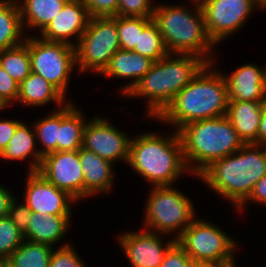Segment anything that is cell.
Listing matches in <instances>:
<instances>
[{
  "label": "cell",
  "instance_id": "20",
  "mask_svg": "<svg viewBox=\"0 0 266 267\" xmlns=\"http://www.w3.org/2000/svg\"><path fill=\"white\" fill-rule=\"evenodd\" d=\"M153 62L150 58L134 51L119 49L99 75L124 79L132 78L130 83L119 89L121 94L125 95L140 78L148 73Z\"/></svg>",
  "mask_w": 266,
  "mask_h": 267
},
{
  "label": "cell",
  "instance_id": "30",
  "mask_svg": "<svg viewBox=\"0 0 266 267\" xmlns=\"http://www.w3.org/2000/svg\"><path fill=\"white\" fill-rule=\"evenodd\" d=\"M133 51L150 58L154 62L168 54L162 35L153 20L139 32L138 47H135Z\"/></svg>",
  "mask_w": 266,
  "mask_h": 267
},
{
  "label": "cell",
  "instance_id": "2",
  "mask_svg": "<svg viewBox=\"0 0 266 267\" xmlns=\"http://www.w3.org/2000/svg\"><path fill=\"white\" fill-rule=\"evenodd\" d=\"M264 175L266 146L244 144L231 155L213 161L197 177L238 208Z\"/></svg>",
  "mask_w": 266,
  "mask_h": 267
},
{
  "label": "cell",
  "instance_id": "40",
  "mask_svg": "<svg viewBox=\"0 0 266 267\" xmlns=\"http://www.w3.org/2000/svg\"><path fill=\"white\" fill-rule=\"evenodd\" d=\"M250 200L266 205V175H264L254 184L253 190L249 197L237 209L242 210L241 208L244 207V204Z\"/></svg>",
  "mask_w": 266,
  "mask_h": 267
},
{
  "label": "cell",
  "instance_id": "3",
  "mask_svg": "<svg viewBox=\"0 0 266 267\" xmlns=\"http://www.w3.org/2000/svg\"><path fill=\"white\" fill-rule=\"evenodd\" d=\"M206 64L204 59L194 54L168 53L153 62L148 73L125 97H146L147 115L156 119Z\"/></svg>",
  "mask_w": 266,
  "mask_h": 267
},
{
  "label": "cell",
  "instance_id": "34",
  "mask_svg": "<svg viewBox=\"0 0 266 267\" xmlns=\"http://www.w3.org/2000/svg\"><path fill=\"white\" fill-rule=\"evenodd\" d=\"M60 246L57 250L53 249L49 267H86L71 244Z\"/></svg>",
  "mask_w": 266,
  "mask_h": 267
},
{
  "label": "cell",
  "instance_id": "19",
  "mask_svg": "<svg viewBox=\"0 0 266 267\" xmlns=\"http://www.w3.org/2000/svg\"><path fill=\"white\" fill-rule=\"evenodd\" d=\"M266 101H228L227 119L244 144L258 145L263 106Z\"/></svg>",
  "mask_w": 266,
  "mask_h": 267
},
{
  "label": "cell",
  "instance_id": "43",
  "mask_svg": "<svg viewBox=\"0 0 266 267\" xmlns=\"http://www.w3.org/2000/svg\"><path fill=\"white\" fill-rule=\"evenodd\" d=\"M235 260L195 262L193 267H233Z\"/></svg>",
  "mask_w": 266,
  "mask_h": 267
},
{
  "label": "cell",
  "instance_id": "37",
  "mask_svg": "<svg viewBox=\"0 0 266 267\" xmlns=\"http://www.w3.org/2000/svg\"><path fill=\"white\" fill-rule=\"evenodd\" d=\"M16 201V198L11 201L7 217L24 233L29 226L31 210L25 202L17 205Z\"/></svg>",
  "mask_w": 266,
  "mask_h": 267
},
{
  "label": "cell",
  "instance_id": "23",
  "mask_svg": "<svg viewBox=\"0 0 266 267\" xmlns=\"http://www.w3.org/2000/svg\"><path fill=\"white\" fill-rule=\"evenodd\" d=\"M84 113L68 103L60 108V130L57 151H76L82 147L85 122Z\"/></svg>",
  "mask_w": 266,
  "mask_h": 267
},
{
  "label": "cell",
  "instance_id": "7",
  "mask_svg": "<svg viewBox=\"0 0 266 267\" xmlns=\"http://www.w3.org/2000/svg\"><path fill=\"white\" fill-rule=\"evenodd\" d=\"M146 201L144 227L160 234H175L177 239L196 218L190 199L170 186H152Z\"/></svg>",
  "mask_w": 266,
  "mask_h": 267
},
{
  "label": "cell",
  "instance_id": "4",
  "mask_svg": "<svg viewBox=\"0 0 266 267\" xmlns=\"http://www.w3.org/2000/svg\"><path fill=\"white\" fill-rule=\"evenodd\" d=\"M173 131L169 136L143 132L131 138L127 164L153 187L170 186L189 173L178 131Z\"/></svg>",
  "mask_w": 266,
  "mask_h": 267
},
{
  "label": "cell",
  "instance_id": "32",
  "mask_svg": "<svg viewBox=\"0 0 266 267\" xmlns=\"http://www.w3.org/2000/svg\"><path fill=\"white\" fill-rule=\"evenodd\" d=\"M23 233L6 216L0 218V261L4 263L22 244Z\"/></svg>",
  "mask_w": 266,
  "mask_h": 267
},
{
  "label": "cell",
  "instance_id": "27",
  "mask_svg": "<svg viewBox=\"0 0 266 267\" xmlns=\"http://www.w3.org/2000/svg\"><path fill=\"white\" fill-rule=\"evenodd\" d=\"M54 248L24 239L4 264L7 267H49Z\"/></svg>",
  "mask_w": 266,
  "mask_h": 267
},
{
  "label": "cell",
  "instance_id": "22",
  "mask_svg": "<svg viewBox=\"0 0 266 267\" xmlns=\"http://www.w3.org/2000/svg\"><path fill=\"white\" fill-rule=\"evenodd\" d=\"M36 141L34 127L30 128L26 123L21 121L8 145L0 154V158L17 161L25 160L27 157L33 158L28 172H37L43 156L36 147Z\"/></svg>",
  "mask_w": 266,
  "mask_h": 267
},
{
  "label": "cell",
  "instance_id": "41",
  "mask_svg": "<svg viewBox=\"0 0 266 267\" xmlns=\"http://www.w3.org/2000/svg\"><path fill=\"white\" fill-rule=\"evenodd\" d=\"M7 188L0 185V218L8 215L11 201L15 198Z\"/></svg>",
  "mask_w": 266,
  "mask_h": 267
},
{
  "label": "cell",
  "instance_id": "11",
  "mask_svg": "<svg viewBox=\"0 0 266 267\" xmlns=\"http://www.w3.org/2000/svg\"><path fill=\"white\" fill-rule=\"evenodd\" d=\"M199 2L207 33L215 45L238 31L252 14L254 7L260 8L253 0H199Z\"/></svg>",
  "mask_w": 266,
  "mask_h": 267
},
{
  "label": "cell",
  "instance_id": "44",
  "mask_svg": "<svg viewBox=\"0 0 266 267\" xmlns=\"http://www.w3.org/2000/svg\"><path fill=\"white\" fill-rule=\"evenodd\" d=\"M261 9H266V0H253Z\"/></svg>",
  "mask_w": 266,
  "mask_h": 267
},
{
  "label": "cell",
  "instance_id": "15",
  "mask_svg": "<svg viewBox=\"0 0 266 267\" xmlns=\"http://www.w3.org/2000/svg\"><path fill=\"white\" fill-rule=\"evenodd\" d=\"M148 230L138 232H125L119 235L121 245L132 267H160L166 252L176 242L173 237L163 242L161 236Z\"/></svg>",
  "mask_w": 266,
  "mask_h": 267
},
{
  "label": "cell",
  "instance_id": "18",
  "mask_svg": "<svg viewBox=\"0 0 266 267\" xmlns=\"http://www.w3.org/2000/svg\"><path fill=\"white\" fill-rule=\"evenodd\" d=\"M79 158L84 177V198L107 194L114 181L113 163L83 147L79 149Z\"/></svg>",
  "mask_w": 266,
  "mask_h": 267
},
{
  "label": "cell",
  "instance_id": "17",
  "mask_svg": "<svg viewBox=\"0 0 266 267\" xmlns=\"http://www.w3.org/2000/svg\"><path fill=\"white\" fill-rule=\"evenodd\" d=\"M228 85L229 101H266V66L243 64L229 76L224 74Z\"/></svg>",
  "mask_w": 266,
  "mask_h": 267
},
{
  "label": "cell",
  "instance_id": "14",
  "mask_svg": "<svg viewBox=\"0 0 266 267\" xmlns=\"http://www.w3.org/2000/svg\"><path fill=\"white\" fill-rule=\"evenodd\" d=\"M24 202L31 212L40 214L71 215V204L76 200L58 189L39 172H28Z\"/></svg>",
  "mask_w": 266,
  "mask_h": 267
},
{
  "label": "cell",
  "instance_id": "16",
  "mask_svg": "<svg viewBox=\"0 0 266 267\" xmlns=\"http://www.w3.org/2000/svg\"><path fill=\"white\" fill-rule=\"evenodd\" d=\"M90 17L82 0H69L59 14L40 32V38L76 47ZM77 37L75 42L70 37Z\"/></svg>",
  "mask_w": 266,
  "mask_h": 267
},
{
  "label": "cell",
  "instance_id": "26",
  "mask_svg": "<svg viewBox=\"0 0 266 267\" xmlns=\"http://www.w3.org/2000/svg\"><path fill=\"white\" fill-rule=\"evenodd\" d=\"M23 31L17 0H0V51L22 44Z\"/></svg>",
  "mask_w": 266,
  "mask_h": 267
},
{
  "label": "cell",
  "instance_id": "28",
  "mask_svg": "<svg viewBox=\"0 0 266 267\" xmlns=\"http://www.w3.org/2000/svg\"><path fill=\"white\" fill-rule=\"evenodd\" d=\"M25 41L15 47L0 51V66L20 85L31 73L30 54Z\"/></svg>",
  "mask_w": 266,
  "mask_h": 267
},
{
  "label": "cell",
  "instance_id": "1",
  "mask_svg": "<svg viewBox=\"0 0 266 267\" xmlns=\"http://www.w3.org/2000/svg\"><path fill=\"white\" fill-rule=\"evenodd\" d=\"M207 63L156 118L178 131L186 124L225 116L228 107V85L223 72Z\"/></svg>",
  "mask_w": 266,
  "mask_h": 267
},
{
  "label": "cell",
  "instance_id": "35",
  "mask_svg": "<svg viewBox=\"0 0 266 267\" xmlns=\"http://www.w3.org/2000/svg\"><path fill=\"white\" fill-rule=\"evenodd\" d=\"M89 17H115L118 0H82Z\"/></svg>",
  "mask_w": 266,
  "mask_h": 267
},
{
  "label": "cell",
  "instance_id": "39",
  "mask_svg": "<svg viewBox=\"0 0 266 267\" xmlns=\"http://www.w3.org/2000/svg\"><path fill=\"white\" fill-rule=\"evenodd\" d=\"M20 123V120L15 119L0 120V154L8 145Z\"/></svg>",
  "mask_w": 266,
  "mask_h": 267
},
{
  "label": "cell",
  "instance_id": "13",
  "mask_svg": "<svg viewBox=\"0 0 266 267\" xmlns=\"http://www.w3.org/2000/svg\"><path fill=\"white\" fill-rule=\"evenodd\" d=\"M37 172L58 189L67 192L76 201L84 199V177L79 150L46 154Z\"/></svg>",
  "mask_w": 266,
  "mask_h": 267
},
{
  "label": "cell",
  "instance_id": "12",
  "mask_svg": "<svg viewBox=\"0 0 266 267\" xmlns=\"http://www.w3.org/2000/svg\"><path fill=\"white\" fill-rule=\"evenodd\" d=\"M131 138L107 119L96 116L87 121L84 128L82 147L96 153L111 163L129 160Z\"/></svg>",
  "mask_w": 266,
  "mask_h": 267
},
{
  "label": "cell",
  "instance_id": "8",
  "mask_svg": "<svg viewBox=\"0 0 266 267\" xmlns=\"http://www.w3.org/2000/svg\"><path fill=\"white\" fill-rule=\"evenodd\" d=\"M119 49L116 16L91 17L75 47L77 70L99 74Z\"/></svg>",
  "mask_w": 266,
  "mask_h": 267
},
{
  "label": "cell",
  "instance_id": "6",
  "mask_svg": "<svg viewBox=\"0 0 266 267\" xmlns=\"http://www.w3.org/2000/svg\"><path fill=\"white\" fill-rule=\"evenodd\" d=\"M178 134L189 174L196 176L213 161L231 155L244 145L226 116L186 124Z\"/></svg>",
  "mask_w": 266,
  "mask_h": 267
},
{
  "label": "cell",
  "instance_id": "25",
  "mask_svg": "<svg viewBox=\"0 0 266 267\" xmlns=\"http://www.w3.org/2000/svg\"><path fill=\"white\" fill-rule=\"evenodd\" d=\"M69 0H17L22 26L38 28L41 32L55 18ZM27 25V26H26ZM25 27V28H24Z\"/></svg>",
  "mask_w": 266,
  "mask_h": 267
},
{
  "label": "cell",
  "instance_id": "33",
  "mask_svg": "<svg viewBox=\"0 0 266 267\" xmlns=\"http://www.w3.org/2000/svg\"><path fill=\"white\" fill-rule=\"evenodd\" d=\"M152 0H118L116 16L152 18L156 4Z\"/></svg>",
  "mask_w": 266,
  "mask_h": 267
},
{
  "label": "cell",
  "instance_id": "29",
  "mask_svg": "<svg viewBox=\"0 0 266 267\" xmlns=\"http://www.w3.org/2000/svg\"><path fill=\"white\" fill-rule=\"evenodd\" d=\"M35 136L42 148L39 152L45 156L51 152H57V139L60 130V109L53 111L39 121L34 122Z\"/></svg>",
  "mask_w": 266,
  "mask_h": 267
},
{
  "label": "cell",
  "instance_id": "24",
  "mask_svg": "<svg viewBox=\"0 0 266 267\" xmlns=\"http://www.w3.org/2000/svg\"><path fill=\"white\" fill-rule=\"evenodd\" d=\"M66 97L51 83L41 76L30 73V75L20 83L19 97L17 101L28 106H44L49 102H54L58 107H64L68 102ZM64 102V103H63ZM63 104V105H62Z\"/></svg>",
  "mask_w": 266,
  "mask_h": 267
},
{
  "label": "cell",
  "instance_id": "9",
  "mask_svg": "<svg viewBox=\"0 0 266 267\" xmlns=\"http://www.w3.org/2000/svg\"><path fill=\"white\" fill-rule=\"evenodd\" d=\"M31 72L41 76L64 96L69 87L70 75L76 64L75 47L46 41L37 36L27 37Z\"/></svg>",
  "mask_w": 266,
  "mask_h": 267
},
{
  "label": "cell",
  "instance_id": "42",
  "mask_svg": "<svg viewBox=\"0 0 266 267\" xmlns=\"http://www.w3.org/2000/svg\"><path fill=\"white\" fill-rule=\"evenodd\" d=\"M258 145L266 146V102L263 106L260 127L258 131Z\"/></svg>",
  "mask_w": 266,
  "mask_h": 267
},
{
  "label": "cell",
  "instance_id": "36",
  "mask_svg": "<svg viewBox=\"0 0 266 267\" xmlns=\"http://www.w3.org/2000/svg\"><path fill=\"white\" fill-rule=\"evenodd\" d=\"M193 265L191 257L175 242L166 252L160 267H193Z\"/></svg>",
  "mask_w": 266,
  "mask_h": 267
},
{
  "label": "cell",
  "instance_id": "38",
  "mask_svg": "<svg viewBox=\"0 0 266 267\" xmlns=\"http://www.w3.org/2000/svg\"><path fill=\"white\" fill-rule=\"evenodd\" d=\"M20 85L0 66V96L11 105L19 97Z\"/></svg>",
  "mask_w": 266,
  "mask_h": 267
},
{
  "label": "cell",
  "instance_id": "5",
  "mask_svg": "<svg viewBox=\"0 0 266 267\" xmlns=\"http://www.w3.org/2000/svg\"><path fill=\"white\" fill-rule=\"evenodd\" d=\"M191 2L195 4L191 8L194 12L187 6L157 4L152 20L162 35L168 53L194 54L213 64L210 55L216 45L207 33L199 0Z\"/></svg>",
  "mask_w": 266,
  "mask_h": 267
},
{
  "label": "cell",
  "instance_id": "45",
  "mask_svg": "<svg viewBox=\"0 0 266 267\" xmlns=\"http://www.w3.org/2000/svg\"><path fill=\"white\" fill-rule=\"evenodd\" d=\"M8 104L3 100V98L0 96V110L7 108Z\"/></svg>",
  "mask_w": 266,
  "mask_h": 267
},
{
  "label": "cell",
  "instance_id": "10",
  "mask_svg": "<svg viewBox=\"0 0 266 267\" xmlns=\"http://www.w3.org/2000/svg\"><path fill=\"white\" fill-rule=\"evenodd\" d=\"M193 262L234 260L237 243L209 221L195 218L176 239Z\"/></svg>",
  "mask_w": 266,
  "mask_h": 267
},
{
  "label": "cell",
  "instance_id": "21",
  "mask_svg": "<svg viewBox=\"0 0 266 267\" xmlns=\"http://www.w3.org/2000/svg\"><path fill=\"white\" fill-rule=\"evenodd\" d=\"M71 215H48L31 212L29 226L23 233L26 240L54 246L65 236Z\"/></svg>",
  "mask_w": 266,
  "mask_h": 267
},
{
  "label": "cell",
  "instance_id": "31",
  "mask_svg": "<svg viewBox=\"0 0 266 267\" xmlns=\"http://www.w3.org/2000/svg\"><path fill=\"white\" fill-rule=\"evenodd\" d=\"M151 20L152 18L116 16L120 49L133 51L138 47L139 32Z\"/></svg>",
  "mask_w": 266,
  "mask_h": 267
}]
</instances>
